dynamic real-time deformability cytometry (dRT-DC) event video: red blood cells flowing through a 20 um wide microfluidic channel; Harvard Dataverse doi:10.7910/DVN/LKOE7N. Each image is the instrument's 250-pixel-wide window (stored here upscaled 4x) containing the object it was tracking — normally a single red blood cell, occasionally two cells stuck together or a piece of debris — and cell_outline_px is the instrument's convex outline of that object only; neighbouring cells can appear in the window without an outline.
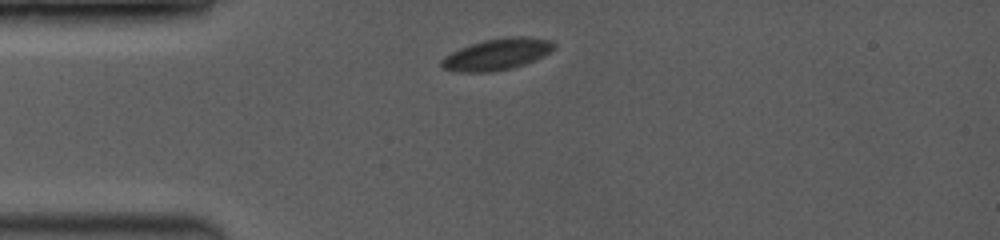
{"species": "common noctule bat (a hibernating species)", "species_latin": "Nyctalus noctula", "temperature_condition": "room temperature", "stored_images_in_passage": 8, "camera_frame_rate_fps": 3500, "um_per_image_px": 0.085, "animal": {"sex": "female", "body_mass_g": 19.0, "forearm_length_mm": 53.3}, "frame": {"image": 1, "passage_image": 2, "time_ms": 1.143, "image_size_px": [1000, 240], "cell_outline_px": [[556, 44], [548, 52], [524, 64], [512, 68], [492, 72], [460, 72], [444, 68], [440, 64], [440, 60], [452, 52], [460, 48], [484, 40], [512, 36], [520, 36], [552, 40]], "centroid_in_image_um": [42.21, 4.61], "position_along_channel_um": 42.8, "area_um2": 20.17}}
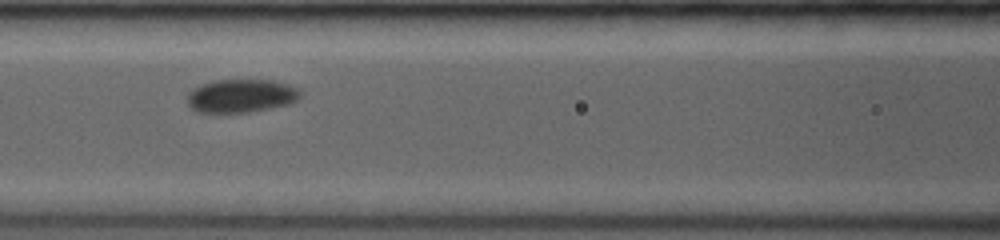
{"frame": {"image": 2, "passage_image": 5, "time_ms": 4.286, "image_size_px": [1000, 240], "cell_outline_px": [[300, 96], [292, 104], [248, 112], [196, 112], [188, 104], [188, 92], [192, 88], [200, 84], [212, 80], [272, 80], [288, 84], [296, 88], [300, 92]], "centroid_in_image_um": [20.48, 8.14], "position_along_channel_um": 146.1, "area_um2": 22.02}}
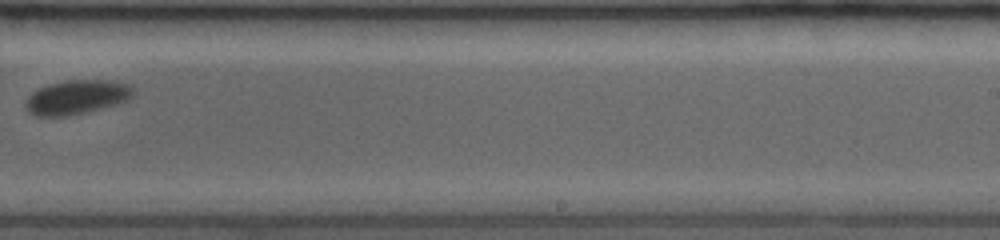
{"frame": {"image": 3, "passage_image": 8, "time_ms": 7.714, "image_size_px": [1000, 240], "cell_outline_px": [[136, 92], [128, 100], [120, 104], [68, 116], [36, 116], [28, 112], [24, 108], [24, 104], [28, 96], [32, 92], [48, 84], [64, 80], [116, 80], [132, 84]], "centroid_in_image_um": [6.57, 8.25], "position_along_channel_um": 282.4, "area_um2": 22.02}}